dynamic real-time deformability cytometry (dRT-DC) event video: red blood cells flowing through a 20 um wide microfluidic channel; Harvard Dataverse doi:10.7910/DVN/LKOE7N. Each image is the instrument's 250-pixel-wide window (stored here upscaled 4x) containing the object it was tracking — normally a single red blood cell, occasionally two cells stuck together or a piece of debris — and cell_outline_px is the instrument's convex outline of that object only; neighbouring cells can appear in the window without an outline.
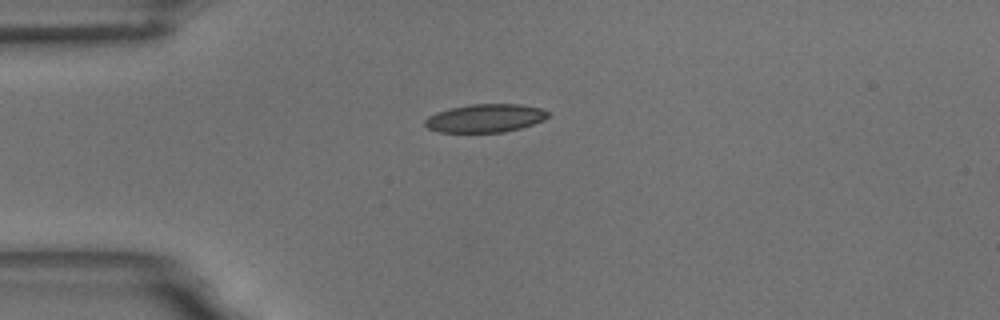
{"species": "common noctule bat (a hibernating species)", "species_latin": "Nyctalus noctula", "temperature_condition": "room temperature", "stored_images_in_passage": 42, "camera_frame_rate_fps": 3000, "um_per_image_px": 0.085, "animal": {"sex": "male", "body_mass_g": 18.8}, "frame": {"image": 1, "passage_image": 1, "time_ms": 0.0, "image_size_px": [1000, 320], "cell_outline_px": [[548, 116], [544, 120], [520, 128], [504, 132], [440, 132], [428, 128], [424, 124], [424, 120], [428, 116], [436, 112], [452, 108], [472, 104], [520, 104], [540, 108], [548, 112]], "centroid_in_image_um": [41.23, 10.04], "position_along_channel_um": 43.8, "area_um2": 20.11}}
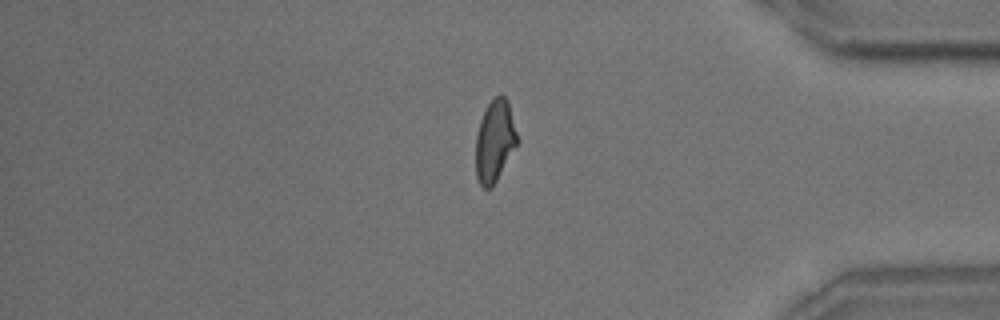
{"frame": {"image": 2, "passage_image": 33, "time_ms": 10.667, "image_size_px": [1000, 320], "cell_outline_px": [[520, 140], [492, 188], [484, 188], [480, 184], [476, 176], [476, 136], [480, 120], [488, 104], [496, 96], [504, 96], [508, 100]], "centroid_in_image_um": [42.08, 11.99], "position_along_channel_um": 393.1, "area_um2": 19.88}}
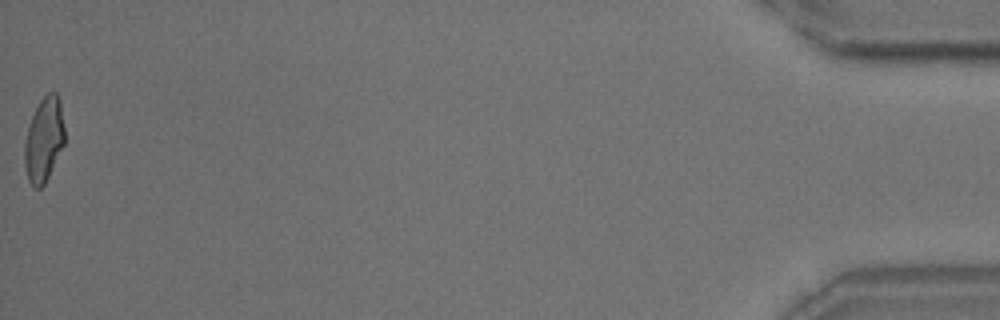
{"frame": {"image": 3, "passage_image": 42, "time_ms": 13.667, "image_size_px": [1000, 320], "cell_outline_px": [[64, 144], [44, 184], [40, 188], [32, 188], [28, 180], [24, 164], [24, 144], [28, 128], [32, 116], [40, 100], [48, 92], [56, 92], [60, 100], [64, 128]], "centroid_in_image_um": [3.72, 11.88], "position_along_channel_um": 431.5, "area_um2": 19.59}, "authors_computed_cell_mechanics": {"area_um2": 20.1722, "velocity_mm_per_s": 3.7026, "shape_relaxation_time_tau1_ms": 6.8959, "shape_relaxation_time_tau2_ms": 1.6804, "deformation_change_tau1": 0.1807, "deformation_change_tau2": 0.0802}}